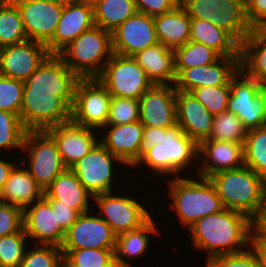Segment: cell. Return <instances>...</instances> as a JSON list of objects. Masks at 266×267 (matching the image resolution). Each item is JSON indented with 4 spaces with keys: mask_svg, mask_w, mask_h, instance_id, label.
<instances>
[{
    "mask_svg": "<svg viewBox=\"0 0 266 267\" xmlns=\"http://www.w3.org/2000/svg\"><path fill=\"white\" fill-rule=\"evenodd\" d=\"M243 150L244 165L266 181V126L248 130Z\"/></svg>",
    "mask_w": 266,
    "mask_h": 267,
    "instance_id": "cell-35",
    "label": "cell"
},
{
    "mask_svg": "<svg viewBox=\"0 0 266 267\" xmlns=\"http://www.w3.org/2000/svg\"><path fill=\"white\" fill-rule=\"evenodd\" d=\"M251 248L257 254L261 267H266V227L261 222H255Z\"/></svg>",
    "mask_w": 266,
    "mask_h": 267,
    "instance_id": "cell-49",
    "label": "cell"
},
{
    "mask_svg": "<svg viewBox=\"0 0 266 267\" xmlns=\"http://www.w3.org/2000/svg\"><path fill=\"white\" fill-rule=\"evenodd\" d=\"M126 166L113 155L100 141L77 161L70 169L78 177L85 189L94 197L114 191L115 169L118 164ZM114 168V169H113Z\"/></svg>",
    "mask_w": 266,
    "mask_h": 267,
    "instance_id": "cell-13",
    "label": "cell"
},
{
    "mask_svg": "<svg viewBox=\"0 0 266 267\" xmlns=\"http://www.w3.org/2000/svg\"><path fill=\"white\" fill-rule=\"evenodd\" d=\"M158 42L153 16L136 12L112 32L113 53L132 57Z\"/></svg>",
    "mask_w": 266,
    "mask_h": 267,
    "instance_id": "cell-18",
    "label": "cell"
},
{
    "mask_svg": "<svg viewBox=\"0 0 266 267\" xmlns=\"http://www.w3.org/2000/svg\"><path fill=\"white\" fill-rule=\"evenodd\" d=\"M179 5H182L186 0H177Z\"/></svg>",
    "mask_w": 266,
    "mask_h": 267,
    "instance_id": "cell-56",
    "label": "cell"
},
{
    "mask_svg": "<svg viewBox=\"0 0 266 267\" xmlns=\"http://www.w3.org/2000/svg\"><path fill=\"white\" fill-rule=\"evenodd\" d=\"M97 79L111 96L138 99L153 85L132 58L113 53Z\"/></svg>",
    "mask_w": 266,
    "mask_h": 267,
    "instance_id": "cell-10",
    "label": "cell"
},
{
    "mask_svg": "<svg viewBox=\"0 0 266 267\" xmlns=\"http://www.w3.org/2000/svg\"><path fill=\"white\" fill-rule=\"evenodd\" d=\"M60 247L54 245L33 244L26 249L19 267H57L62 261Z\"/></svg>",
    "mask_w": 266,
    "mask_h": 267,
    "instance_id": "cell-42",
    "label": "cell"
},
{
    "mask_svg": "<svg viewBox=\"0 0 266 267\" xmlns=\"http://www.w3.org/2000/svg\"><path fill=\"white\" fill-rule=\"evenodd\" d=\"M1 158V156H0ZM15 160H13V162L8 160H4V158L0 159V191L3 189L6 181L9 178L10 175V171L13 169V167L15 166Z\"/></svg>",
    "mask_w": 266,
    "mask_h": 267,
    "instance_id": "cell-52",
    "label": "cell"
},
{
    "mask_svg": "<svg viewBox=\"0 0 266 267\" xmlns=\"http://www.w3.org/2000/svg\"><path fill=\"white\" fill-rule=\"evenodd\" d=\"M46 131L56 141L66 168H71L99 142L98 130L78 125L72 120L51 126Z\"/></svg>",
    "mask_w": 266,
    "mask_h": 267,
    "instance_id": "cell-21",
    "label": "cell"
},
{
    "mask_svg": "<svg viewBox=\"0 0 266 267\" xmlns=\"http://www.w3.org/2000/svg\"><path fill=\"white\" fill-rule=\"evenodd\" d=\"M166 179L171 203L168 206L175 210L179 221L187 229L197 220L224 209L216 188L208 178L192 175ZM191 176V177H190ZM190 177V178H188ZM198 178V179H197Z\"/></svg>",
    "mask_w": 266,
    "mask_h": 267,
    "instance_id": "cell-5",
    "label": "cell"
},
{
    "mask_svg": "<svg viewBox=\"0 0 266 267\" xmlns=\"http://www.w3.org/2000/svg\"><path fill=\"white\" fill-rule=\"evenodd\" d=\"M224 208L240 211L260 222L266 213V181L247 166L215 173L208 178Z\"/></svg>",
    "mask_w": 266,
    "mask_h": 267,
    "instance_id": "cell-3",
    "label": "cell"
},
{
    "mask_svg": "<svg viewBox=\"0 0 266 267\" xmlns=\"http://www.w3.org/2000/svg\"><path fill=\"white\" fill-rule=\"evenodd\" d=\"M137 12L156 16L174 10L178 5L177 0H135Z\"/></svg>",
    "mask_w": 266,
    "mask_h": 267,
    "instance_id": "cell-47",
    "label": "cell"
},
{
    "mask_svg": "<svg viewBox=\"0 0 266 267\" xmlns=\"http://www.w3.org/2000/svg\"><path fill=\"white\" fill-rule=\"evenodd\" d=\"M153 19L157 40L167 48L174 50L190 41L191 18L181 5Z\"/></svg>",
    "mask_w": 266,
    "mask_h": 267,
    "instance_id": "cell-30",
    "label": "cell"
},
{
    "mask_svg": "<svg viewBox=\"0 0 266 267\" xmlns=\"http://www.w3.org/2000/svg\"><path fill=\"white\" fill-rule=\"evenodd\" d=\"M20 151L27 152L28 164L25 158L21 161L43 190L66 169L56 141L46 130H27Z\"/></svg>",
    "mask_w": 266,
    "mask_h": 267,
    "instance_id": "cell-8",
    "label": "cell"
},
{
    "mask_svg": "<svg viewBox=\"0 0 266 267\" xmlns=\"http://www.w3.org/2000/svg\"><path fill=\"white\" fill-rule=\"evenodd\" d=\"M117 235L96 212L80 214L65 232L61 249H115Z\"/></svg>",
    "mask_w": 266,
    "mask_h": 267,
    "instance_id": "cell-15",
    "label": "cell"
},
{
    "mask_svg": "<svg viewBox=\"0 0 266 267\" xmlns=\"http://www.w3.org/2000/svg\"><path fill=\"white\" fill-rule=\"evenodd\" d=\"M240 70V57H220L217 61L189 69H175L176 90L190 92L203 86H224Z\"/></svg>",
    "mask_w": 266,
    "mask_h": 267,
    "instance_id": "cell-16",
    "label": "cell"
},
{
    "mask_svg": "<svg viewBox=\"0 0 266 267\" xmlns=\"http://www.w3.org/2000/svg\"><path fill=\"white\" fill-rule=\"evenodd\" d=\"M94 26V8L82 0H64L54 36L46 46L51 54H58L81 33Z\"/></svg>",
    "mask_w": 266,
    "mask_h": 267,
    "instance_id": "cell-22",
    "label": "cell"
},
{
    "mask_svg": "<svg viewBox=\"0 0 266 267\" xmlns=\"http://www.w3.org/2000/svg\"><path fill=\"white\" fill-rule=\"evenodd\" d=\"M248 130L236 114L224 111L214 115L212 130L207 139L244 143Z\"/></svg>",
    "mask_w": 266,
    "mask_h": 267,
    "instance_id": "cell-38",
    "label": "cell"
},
{
    "mask_svg": "<svg viewBox=\"0 0 266 267\" xmlns=\"http://www.w3.org/2000/svg\"><path fill=\"white\" fill-rule=\"evenodd\" d=\"M51 206L53 212H56L57 222L60 228L66 232L71 225L78 219L79 213L66 205H59V201L53 199H47Z\"/></svg>",
    "mask_w": 266,
    "mask_h": 267,
    "instance_id": "cell-50",
    "label": "cell"
},
{
    "mask_svg": "<svg viewBox=\"0 0 266 267\" xmlns=\"http://www.w3.org/2000/svg\"><path fill=\"white\" fill-rule=\"evenodd\" d=\"M26 132L17 114L0 110V151L22 149Z\"/></svg>",
    "mask_w": 266,
    "mask_h": 267,
    "instance_id": "cell-39",
    "label": "cell"
},
{
    "mask_svg": "<svg viewBox=\"0 0 266 267\" xmlns=\"http://www.w3.org/2000/svg\"><path fill=\"white\" fill-rule=\"evenodd\" d=\"M79 79L57 54H51L24 81L19 117L23 126L46 130L70 121Z\"/></svg>",
    "mask_w": 266,
    "mask_h": 267,
    "instance_id": "cell-1",
    "label": "cell"
},
{
    "mask_svg": "<svg viewBox=\"0 0 266 267\" xmlns=\"http://www.w3.org/2000/svg\"><path fill=\"white\" fill-rule=\"evenodd\" d=\"M111 97L97 78H80L75 87L71 120L100 131L107 124Z\"/></svg>",
    "mask_w": 266,
    "mask_h": 267,
    "instance_id": "cell-12",
    "label": "cell"
},
{
    "mask_svg": "<svg viewBox=\"0 0 266 267\" xmlns=\"http://www.w3.org/2000/svg\"><path fill=\"white\" fill-rule=\"evenodd\" d=\"M82 1L86 2L89 6L94 8L96 5H98L99 3H101L105 0H82Z\"/></svg>",
    "mask_w": 266,
    "mask_h": 267,
    "instance_id": "cell-53",
    "label": "cell"
},
{
    "mask_svg": "<svg viewBox=\"0 0 266 267\" xmlns=\"http://www.w3.org/2000/svg\"><path fill=\"white\" fill-rule=\"evenodd\" d=\"M156 219L151 217L140 228L117 235L115 247V261L117 267H131V262L127 260L143 257L149 250L148 247L151 240V235L161 233L157 227Z\"/></svg>",
    "mask_w": 266,
    "mask_h": 267,
    "instance_id": "cell-29",
    "label": "cell"
},
{
    "mask_svg": "<svg viewBox=\"0 0 266 267\" xmlns=\"http://www.w3.org/2000/svg\"><path fill=\"white\" fill-rule=\"evenodd\" d=\"M99 141L126 167L133 168L139 161V147L144 134V126L135 121L123 125H105L100 131Z\"/></svg>",
    "mask_w": 266,
    "mask_h": 267,
    "instance_id": "cell-24",
    "label": "cell"
},
{
    "mask_svg": "<svg viewBox=\"0 0 266 267\" xmlns=\"http://www.w3.org/2000/svg\"><path fill=\"white\" fill-rule=\"evenodd\" d=\"M175 69H189L208 65L217 61L221 55L213 48L199 42L188 43L174 50Z\"/></svg>",
    "mask_w": 266,
    "mask_h": 267,
    "instance_id": "cell-36",
    "label": "cell"
},
{
    "mask_svg": "<svg viewBox=\"0 0 266 267\" xmlns=\"http://www.w3.org/2000/svg\"><path fill=\"white\" fill-rule=\"evenodd\" d=\"M230 92L227 110L236 114L247 130L266 126V86L240 69L230 81Z\"/></svg>",
    "mask_w": 266,
    "mask_h": 267,
    "instance_id": "cell-9",
    "label": "cell"
},
{
    "mask_svg": "<svg viewBox=\"0 0 266 267\" xmlns=\"http://www.w3.org/2000/svg\"><path fill=\"white\" fill-rule=\"evenodd\" d=\"M205 262V267H261L251 246L243 252L216 256Z\"/></svg>",
    "mask_w": 266,
    "mask_h": 267,
    "instance_id": "cell-45",
    "label": "cell"
},
{
    "mask_svg": "<svg viewBox=\"0 0 266 267\" xmlns=\"http://www.w3.org/2000/svg\"><path fill=\"white\" fill-rule=\"evenodd\" d=\"M190 41L205 44L222 57H240V45L210 20L191 18Z\"/></svg>",
    "mask_w": 266,
    "mask_h": 267,
    "instance_id": "cell-32",
    "label": "cell"
},
{
    "mask_svg": "<svg viewBox=\"0 0 266 267\" xmlns=\"http://www.w3.org/2000/svg\"><path fill=\"white\" fill-rule=\"evenodd\" d=\"M132 58L156 85H171L176 79L174 51L161 43L141 50Z\"/></svg>",
    "mask_w": 266,
    "mask_h": 267,
    "instance_id": "cell-27",
    "label": "cell"
},
{
    "mask_svg": "<svg viewBox=\"0 0 266 267\" xmlns=\"http://www.w3.org/2000/svg\"><path fill=\"white\" fill-rule=\"evenodd\" d=\"M57 267H72L68 262L64 259L57 265Z\"/></svg>",
    "mask_w": 266,
    "mask_h": 267,
    "instance_id": "cell-54",
    "label": "cell"
},
{
    "mask_svg": "<svg viewBox=\"0 0 266 267\" xmlns=\"http://www.w3.org/2000/svg\"><path fill=\"white\" fill-rule=\"evenodd\" d=\"M128 193L120 195L116 191L106 192L93 197V203L97 206V214L105 220L116 235L140 228L152 216L150 209L138 201L129 197Z\"/></svg>",
    "mask_w": 266,
    "mask_h": 267,
    "instance_id": "cell-11",
    "label": "cell"
},
{
    "mask_svg": "<svg viewBox=\"0 0 266 267\" xmlns=\"http://www.w3.org/2000/svg\"><path fill=\"white\" fill-rule=\"evenodd\" d=\"M260 222L266 227V213Z\"/></svg>",
    "mask_w": 266,
    "mask_h": 267,
    "instance_id": "cell-55",
    "label": "cell"
},
{
    "mask_svg": "<svg viewBox=\"0 0 266 267\" xmlns=\"http://www.w3.org/2000/svg\"><path fill=\"white\" fill-rule=\"evenodd\" d=\"M22 229L11 235L0 237V267H19L29 243Z\"/></svg>",
    "mask_w": 266,
    "mask_h": 267,
    "instance_id": "cell-40",
    "label": "cell"
},
{
    "mask_svg": "<svg viewBox=\"0 0 266 267\" xmlns=\"http://www.w3.org/2000/svg\"><path fill=\"white\" fill-rule=\"evenodd\" d=\"M46 45L32 40L0 48V75L25 81L49 56Z\"/></svg>",
    "mask_w": 266,
    "mask_h": 267,
    "instance_id": "cell-17",
    "label": "cell"
},
{
    "mask_svg": "<svg viewBox=\"0 0 266 267\" xmlns=\"http://www.w3.org/2000/svg\"><path fill=\"white\" fill-rule=\"evenodd\" d=\"M167 128L146 127L144 126V134L139 147V160L154 146L160 144L162 133Z\"/></svg>",
    "mask_w": 266,
    "mask_h": 267,
    "instance_id": "cell-51",
    "label": "cell"
},
{
    "mask_svg": "<svg viewBox=\"0 0 266 267\" xmlns=\"http://www.w3.org/2000/svg\"><path fill=\"white\" fill-rule=\"evenodd\" d=\"M44 197L57 200L59 205L69 206L79 214L89 212L93 207V196L70 168H66L52 181L44 190Z\"/></svg>",
    "mask_w": 266,
    "mask_h": 267,
    "instance_id": "cell-26",
    "label": "cell"
},
{
    "mask_svg": "<svg viewBox=\"0 0 266 267\" xmlns=\"http://www.w3.org/2000/svg\"><path fill=\"white\" fill-rule=\"evenodd\" d=\"M24 81L0 75V110L20 117Z\"/></svg>",
    "mask_w": 266,
    "mask_h": 267,
    "instance_id": "cell-44",
    "label": "cell"
},
{
    "mask_svg": "<svg viewBox=\"0 0 266 267\" xmlns=\"http://www.w3.org/2000/svg\"><path fill=\"white\" fill-rule=\"evenodd\" d=\"M181 6L190 18L210 20L239 45L253 30L246 17L245 0H186Z\"/></svg>",
    "mask_w": 266,
    "mask_h": 267,
    "instance_id": "cell-7",
    "label": "cell"
},
{
    "mask_svg": "<svg viewBox=\"0 0 266 267\" xmlns=\"http://www.w3.org/2000/svg\"><path fill=\"white\" fill-rule=\"evenodd\" d=\"M113 54L112 33L94 26L57 55L79 78H97Z\"/></svg>",
    "mask_w": 266,
    "mask_h": 267,
    "instance_id": "cell-6",
    "label": "cell"
},
{
    "mask_svg": "<svg viewBox=\"0 0 266 267\" xmlns=\"http://www.w3.org/2000/svg\"><path fill=\"white\" fill-rule=\"evenodd\" d=\"M28 40L20 11L12 0L0 1V48Z\"/></svg>",
    "mask_w": 266,
    "mask_h": 267,
    "instance_id": "cell-34",
    "label": "cell"
},
{
    "mask_svg": "<svg viewBox=\"0 0 266 267\" xmlns=\"http://www.w3.org/2000/svg\"><path fill=\"white\" fill-rule=\"evenodd\" d=\"M160 142L154 145L133 168L144 165L145 169L155 172L158 177L164 175V177L171 176L170 178L180 177L184 170L193 168L196 173L192 177L197 175L199 144L186 135L178 124L167 128L166 132L162 133Z\"/></svg>",
    "mask_w": 266,
    "mask_h": 267,
    "instance_id": "cell-4",
    "label": "cell"
},
{
    "mask_svg": "<svg viewBox=\"0 0 266 267\" xmlns=\"http://www.w3.org/2000/svg\"><path fill=\"white\" fill-rule=\"evenodd\" d=\"M254 225L255 221L245 213L224 208L197 220L187 230L191 235L192 249L206 251L208 261L216 256L248 249Z\"/></svg>",
    "mask_w": 266,
    "mask_h": 267,
    "instance_id": "cell-2",
    "label": "cell"
},
{
    "mask_svg": "<svg viewBox=\"0 0 266 267\" xmlns=\"http://www.w3.org/2000/svg\"><path fill=\"white\" fill-rule=\"evenodd\" d=\"M240 69L266 86V28H254L240 45Z\"/></svg>",
    "mask_w": 266,
    "mask_h": 267,
    "instance_id": "cell-31",
    "label": "cell"
},
{
    "mask_svg": "<svg viewBox=\"0 0 266 267\" xmlns=\"http://www.w3.org/2000/svg\"><path fill=\"white\" fill-rule=\"evenodd\" d=\"M136 12L135 0H105L94 7L95 26L112 33Z\"/></svg>",
    "mask_w": 266,
    "mask_h": 267,
    "instance_id": "cell-33",
    "label": "cell"
},
{
    "mask_svg": "<svg viewBox=\"0 0 266 267\" xmlns=\"http://www.w3.org/2000/svg\"><path fill=\"white\" fill-rule=\"evenodd\" d=\"M190 93L212 114L227 111L230 97V84L224 86H203L195 88Z\"/></svg>",
    "mask_w": 266,
    "mask_h": 267,
    "instance_id": "cell-41",
    "label": "cell"
},
{
    "mask_svg": "<svg viewBox=\"0 0 266 267\" xmlns=\"http://www.w3.org/2000/svg\"><path fill=\"white\" fill-rule=\"evenodd\" d=\"M23 229L32 244L61 247L65 237L56 212L44 196L23 209Z\"/></svg>",
    "mask_w": 266,
    "mask_h": 267,
    "instance_id": "cell-19",
    "label": "cell"
},
{
    "mask_svg": "<svg viewBox=\"0 0 266 267\" xmlns=\"http://www.w3.org/2000/svg\"><path fill=\"white\" fill-rule=\"evenodd\" d=\"M212 115L190 92L176 90V121L198 144L210 136Z\"/></svg>",
    "mask_w": 266,
    "mask_h": 267,
    "instance_id": "cell-25",
    "label": "cell"
},
{
    "mask_svg": "<svg viewBox=\"0 0 266 267\" xmlns=\"http://www.w3.org/2000/svg\"><path fill=\"white\" fill-rule=\"evenodd\" d=\"M72 267H117L115 249H61Z\"/></svg>",
    "mask_w": 266,
    "mask_h": 267,
    "instance_id": "cell-37",
    "label": "cell"
},
{
    "mask_svg": "<svg viewBox=\"0 0 266 267\" xmlns=\"http://www.w3.org/2000/svg\"><path fill=\"white\" fill-rule=\"evenodd\" d=\"M139 121L146 127L170 128L176 121V89L153 84L139 98Z\"/></svg>",
    "mask_w": 266,
    "mask_h": 267,
    "instance_id": "cell-20",
    "label": "cell"
},
{
    "mask_svg": "<svg viewBox=\"0 0 266 267\" xmlns=\"http://www.w3.org/2000/svg\"><path fill=\"white\" fill-rule=\"evenodd\" d=\"M139 120V100L132 98L111 97L106 125H123Z\"/></svg>",
    "mask_w": 266,
    "mask_h": 267,
    "instance_id": "cell-43",
    "label": "cell"
},
{
    "mask_svg": "<svg viewBox=\"0 0 266 267\" xmlns=\"http://www.w3.org/2000/svg\"><path fill=\"white\" fill-rule=\"evenodd\" d=\"M243 144L212 139L202 140L199 143L200 167L197 169V176L209 178L215 173L244 166Z\"/></svg>",
    "mask_w": 266,
    "mask_h": 267,
    "instance_id": "cell-23",
    "label": "cell"
},
{
    "mask_svg": "<svg viewBox=\"0 0 266 267\" xmlns=\"http://www.w3.org/2000/svg\"><path fill=\"white\" fill-rule=\"evenodd\" d=\"M18 7L29 40L47 45L60 20L64 0H12Z\"/></svg>",
    "mask_w": 266,
    "mask_h": 267,
    "instance_id": "cell-14",
    "label": "cell"
},
{
    "mask_svg": "<svg viewBox=\"0 0 266 267\" xmlns=\"http://www.w3.org/2000/svg\"><path fill=\"white\" fill-rule=\"evenodd\" d=\"M246 17L254 28H266V0H245Z\"/></svg>",
    "mask_w": 266,
    "mask_h": 267,
    "instance_id": "cell-48",
    "label": "cell"
},
{
    "mask_svg": "<svg viewBox=\"0 0 266 267\" xmlns=\"http://www.w3.org/2000/svg\"><path fill=\"white\" fill-rule=\"evenodd\" d=\"M23 229V209L0 202V237L20 232Z\"/></svg>",
    "mask_w": 266,
    "mask_h": 267,
    "instance_id": "cell-46",
    "label": "cell"
},
{
    "mask_svg": "<svg viewBox=\"0 0 266 267\" xmlns=\"http://www.w3.org/2000/svg\"><path fill=\"white\" fill-rule=\"evenodd\" d=\"M19 165H15L10 171L9 178L0 191V202L24 209L43 197L44 190L30 175L25 165L21 162Z\"/></svg>",
    "mask_w": 266,
    "mask_h": 267,
    "instance_id": "cell-28",
    "label": "cell"
}]
</instances>
